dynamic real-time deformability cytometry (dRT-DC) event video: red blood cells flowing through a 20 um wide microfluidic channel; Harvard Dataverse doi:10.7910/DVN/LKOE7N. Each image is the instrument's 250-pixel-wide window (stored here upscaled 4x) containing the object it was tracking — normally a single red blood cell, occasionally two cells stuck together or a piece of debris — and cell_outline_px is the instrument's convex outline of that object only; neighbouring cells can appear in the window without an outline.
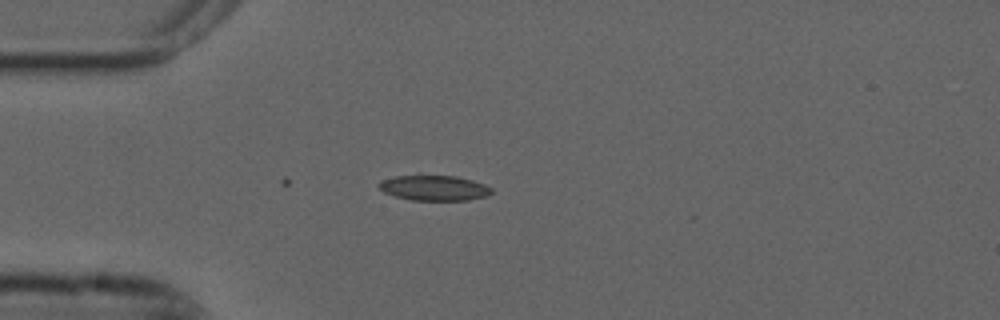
{"species": "common noctule bat (a hibernating species)", "species_latin": "Nyctalus noctula", "temperature_condition": "cold", "stored_images_in_passage": 4, "camera_frame_rate_fps": 3000, "um_per_image_px": 0.085, "animal": {"sex": "male", "forearm_length_mm": 52.5}, "frame": {"image": 1, "passage_image": 4, "time_ms": 1.0, "image_size_px": [1000, 320], "cell_outline_px": [[492, 192], [488, 196], [468, 200], [412, 200], [396, 196], [384, 192], [376, 184], [380, 180], [396, 176], [456, 176], [472, 180], [484, 184], [492, 188]], "centroid_in_image_um": [36.91, 15.98], "position_along_channel_um": 48.1, "area_um2": 16.47}}